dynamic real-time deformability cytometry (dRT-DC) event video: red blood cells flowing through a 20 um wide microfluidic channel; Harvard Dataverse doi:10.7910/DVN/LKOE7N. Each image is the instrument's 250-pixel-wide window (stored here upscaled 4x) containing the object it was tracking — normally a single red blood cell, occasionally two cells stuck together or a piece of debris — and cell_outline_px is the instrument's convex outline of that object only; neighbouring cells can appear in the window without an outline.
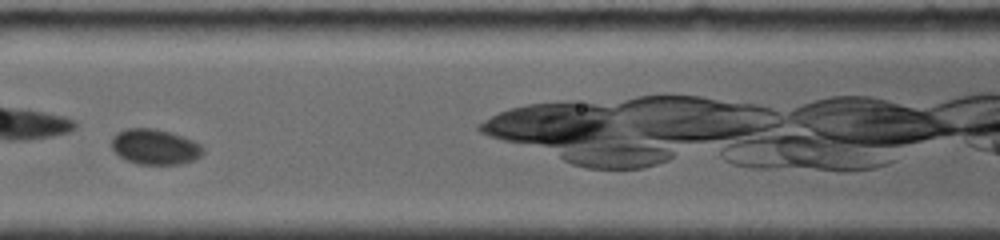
{"species": "common noctule bat (a hibernating species)", "species_latin": "Nyctalus noctula", "temperature_condition": "room temperature", "stored_images_in_passage": 22, "camera_frame_rate_fps": 4000, "um_per_image_px": 0.085, "animal": {"sex": "female", "body_mass_g": 19.0, "forearm_length_mm": 56.7}, "frame": {"image": 1, "passage_image": 7, "time_ms": 2.75, "image_size_px": [1000, 240], "cell_outline_px": [[204, 152], [196, 160], [180, 164], [136, 164], [120, 156], [112, 148], [112, 136], [116, 132], [128, 128], [156, 128], [184, 136], [200, 144], [204, 148]], "centroid_in_image_um": [13.19, 12.47], "position_along_channel_um": 153.4, "area_um2": 19.02}, "authors_computed_cell_mechanics": {"area_um2": 18.496, "velocity_mm_per_s": 3.6684, "shape_relaxation_time_tau1_ms": 1.5819, "shape_relaxation_time_tau2_ms": 2.5618, "deformation_change_tau1": 0.0281, "deformation_change_tau2": 0.021}}